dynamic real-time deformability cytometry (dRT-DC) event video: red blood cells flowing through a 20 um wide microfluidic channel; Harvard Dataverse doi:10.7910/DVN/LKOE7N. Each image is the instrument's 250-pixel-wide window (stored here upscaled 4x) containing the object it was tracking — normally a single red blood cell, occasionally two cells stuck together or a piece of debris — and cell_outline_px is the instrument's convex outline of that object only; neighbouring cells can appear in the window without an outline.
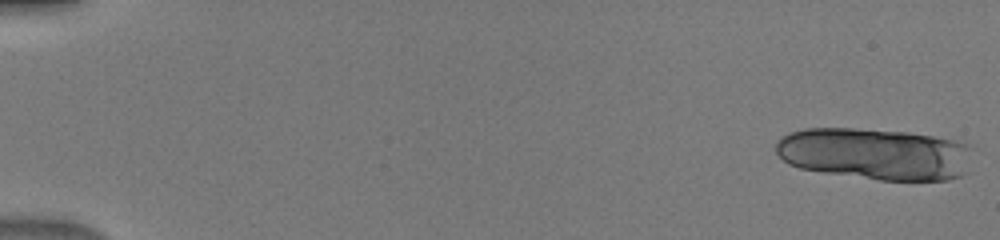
{"species": "human", "species_latin": "Homo sapiens", "temperature_condition": "warm", "stored_images_in_passage": 17, "camera_frame_rate_fps": 3000, "um_per_image_px": 0.085, "donor": {"sex": "male"}, "frame": {"image": 1, "passage_image": 1, "time_ms": 0.0, "image_size_px": [1000, 240], "cell_outline_px": [[976, 148], [964, 172], [960, 176], [948, 180], [880, 180], [824, 172], [800, 168], [788, 164], [776, 152], [776, 140], [788, 132], [804, 128], [852, 128], [908, 132], [932, 136], [952, 140], [968, 144]], "centroid_in_image_um": [74.38, 13.07], "position_along_channel_um": 10.6, "area_um2": 59.71}}